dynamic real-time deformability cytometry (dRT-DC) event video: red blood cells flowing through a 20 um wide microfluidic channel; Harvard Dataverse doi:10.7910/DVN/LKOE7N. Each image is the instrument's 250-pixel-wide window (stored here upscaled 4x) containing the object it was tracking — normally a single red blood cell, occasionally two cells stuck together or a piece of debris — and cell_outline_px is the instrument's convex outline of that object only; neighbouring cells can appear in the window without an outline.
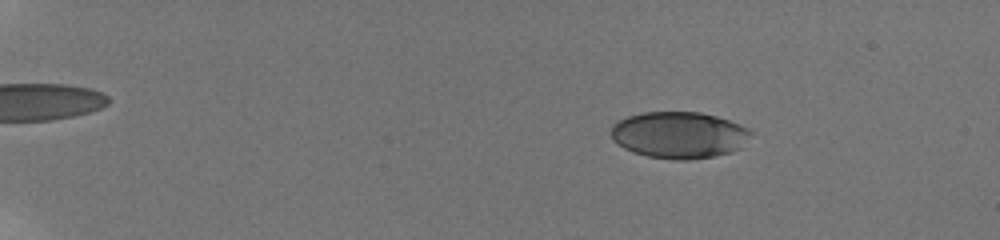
{"species": "human", "species_latin": "Homo sapiens", "temperature_condition": "room temperature", "stored_images_in_passage": 28, "camera_frame_rate_fps": 3000, "um_per_image_px": 0.085, "donor": {"sex": "male"}, "frame": {"image": 1, "passage_image": 4, "time_ms": 3.0, "image_size_px": [1000, 240], "cell_outline_px": [[752, 132], [740, 148], [732, 152], [716, 156], [688, 160], [672, 160], [648, 156], [632, 152], [616, 144], [612, 140], [612, 124], [628, 116], [640, 112], [700, 112], [716, 116], [740, 124], [748, 128]], "centroid_in_image_um": [57.7, 11.48], "position_along_channel_um": 27.3, "area_um2": 38.15}}
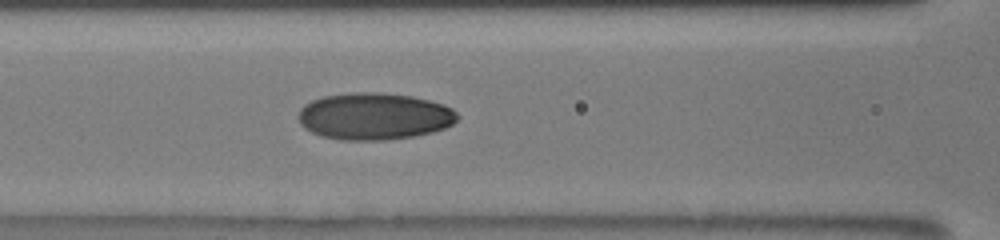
{"frame": {"image": 2, "passage_image": 18, "time_ms": 9.333, "image_size_px": [1000, 240], "cell_outline_px": [[460, 116], [452, 124], [444, 128], [432, 132], [412, 136], [384, 140], [340, 140], [320, 136], [304, 128], [300, 124], [296, 116], [300, 108], [304, 104], [312, 100], [324, 96], [352, 92], [376, 92], [412, 96], [444, 104], [452, 108]], "centroid_in_image_um": [31.77, 9.88], "position_along_channel_um": 134.8, "area_um2": 43.75}}
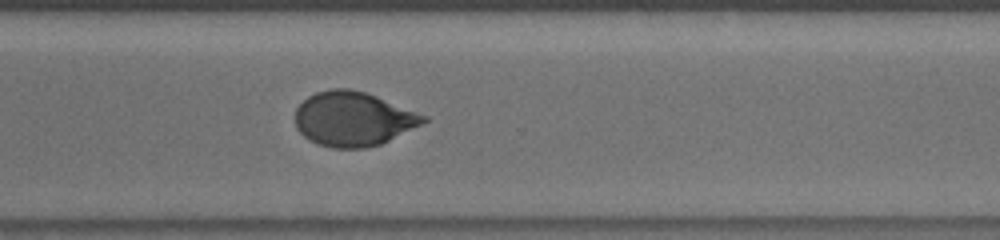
{"frame": {"image": 3, "passage_image": 28, "time_ms": 14.667, "image_size_px": [1000, 240], "cell_outline_px": [[428, 120], [380, 144], [364, 148], [332, 148], [316, 144], [308, 140], [296, 128], [296, 108], [308, 96], [316, 92], [332, 88], [348, 88], [364, 92], [376, 96], [428, 116]], "centroid_in_image_um": [29.98, 10.11], "position_along_channel_um": 340.6, "area_um2": 40.34}}